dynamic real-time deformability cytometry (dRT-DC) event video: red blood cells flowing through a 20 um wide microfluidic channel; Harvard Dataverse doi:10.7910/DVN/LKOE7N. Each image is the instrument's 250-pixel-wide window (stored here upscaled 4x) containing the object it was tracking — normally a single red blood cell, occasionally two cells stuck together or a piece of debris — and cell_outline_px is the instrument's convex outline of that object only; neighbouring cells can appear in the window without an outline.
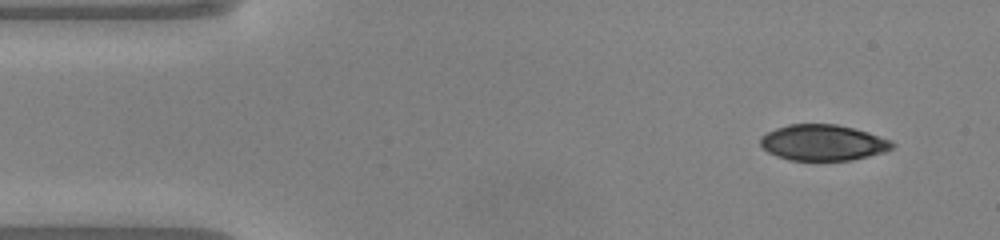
{"species": "common noctule bat (a hibernating species)", "species_latin": "Nyctalus noctula", "temperature_condition": "warm", "stored_images_in_passage": 45, "camera_frame_rate_fps": 3000, "um_per_image_px": 0.085, "animal": {"sex": "male", "body_mass_g": 20.0, "forearm_length_mm": 53.3}, "frame": {"image": 1, "passage_image": 1, "time_ms": 0.0, "image_size_px": [1000, 240], "cell_outline_px": [[896, 144], [892, 148], [884, 152], [852, 160], [788, 160], [776, 156], [768, 152], [760, 144], [760, 140], [768, 132], [776, 128], [788, 124], [836, 124], [868, 132], [888, 140]], "centroid_in_image_um": [69.94, 12.13], "position_along_channel_um": 15.1, "area_um2": 27.34}}